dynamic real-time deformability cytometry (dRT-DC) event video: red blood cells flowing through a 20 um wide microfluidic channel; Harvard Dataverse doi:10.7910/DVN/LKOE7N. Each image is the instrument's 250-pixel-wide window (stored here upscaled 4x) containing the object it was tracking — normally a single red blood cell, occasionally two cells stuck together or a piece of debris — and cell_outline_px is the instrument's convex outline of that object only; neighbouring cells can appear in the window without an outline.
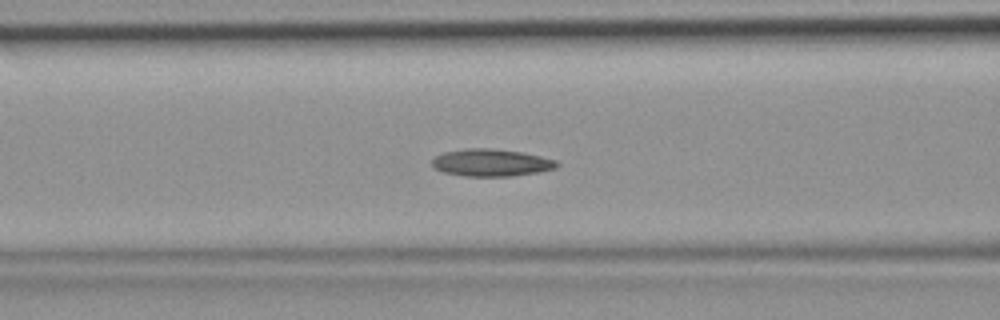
{"species": "common noctule bat (a hibernating species)", "species_latin": "Nyctalus noctula", "temperature_condition": "room temperature", "stored_images_in_passage": 41, "camera_frame_rate_fps": 3000, "um_per_image_px": 0.085, "animal": {"sex": "female", "body_mass_g": 19.9}, "frame": {"image": 1, "passage_image": 12, "time_ms": 3.667, "image_size_px": [1000, 320], "cell_outline_px": [[560, 164], [556, 168], [540, 172], [512, 176], [464, 176], [444, 172], [432, 168], [432, 160], [436, 156], [444, 152], [464, 148], [492, 148], [524, 152], [556, 160]], "centroid_in_image_um": [41.76, 13.82], "position_along_channel_um": 124.8, "area_um2": 20.06}}
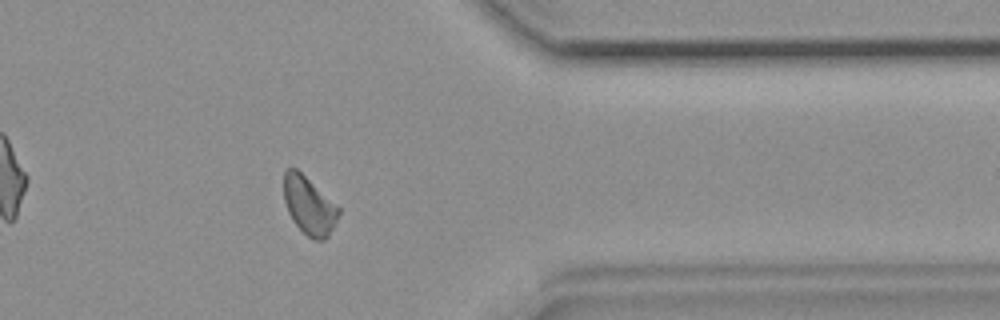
{"frame": {"image": 2, "passage_image": 31, "time_ms": 10.0, "image_size_px": [1000, 320], "cell_outline_px": [[340, 212], [328, 236], [324, 240], [312, 240], [292, 220], [288, 212], [284, 200], [284, 172], [288, 168], [296, 168], [340, 208]], "centroid_in_image_um": [26.26, 17.48], "position_along_channel_um": 385.1, "area_um2": 18.15}}
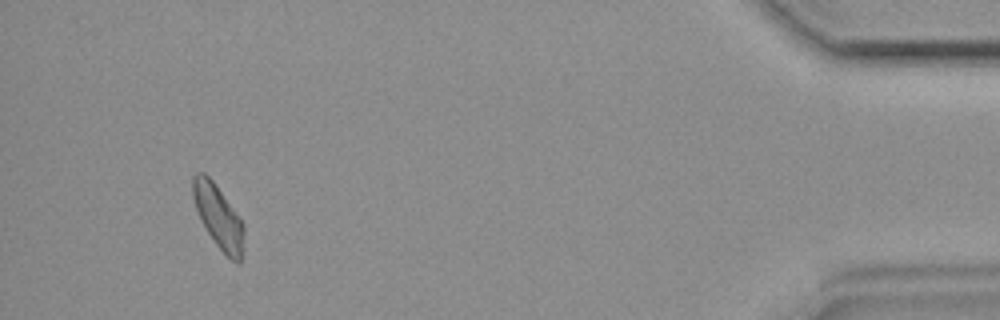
{"frame": {"image": 3, "passage_image": 37, "time_ms": 12.0, "image_size_px": [1000, 320], "cell_outline_px": [[244, 248], [240, 264], [236, 264], [216, 244], [208, 232], [196, 208], [192, 196], [192, 176], [196, 172], [204, 172], [212, 180], [240, 216], [244, 224]], "centroid_in_image_um": [18.59, 18.41], "position_along_channel_um": 416.6, "area_um2": 18.84}}